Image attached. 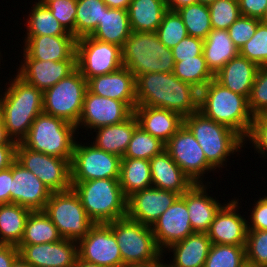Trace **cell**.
Masks as SVG:
<instances>
[{
  "instance_id": "8fae6325",
  "label": "cell",
  "mask_w": 267,
  "mask_h": 267,
  "mask_svg": "<svg viewBox=\"0 0 267 267\" xmlns=\"http://www.w3.org/2000/svg\"><path fill=\"white\" fill-rule=\"evenodd\" d=\"M120 164L121 157L107 153L92 143L85 145L76 141L71 161V182L119 179Z\"/></svg>"
},
{
  "instance_id": "7c38bea8",
  "label": "cell",
  "mask_w": 267,
  "mask_h": 267,
  "mask_svg": "<svg viewBox=\"0 0 267 267\" xmlns=\"http://www.w3.org/2000/svg\"><path fill=\"white\" fill-rule=\"evenodd\" d=\"M16 160L38 177L51 192L72 188L69 160L31 150L21 143L16 145Z\"/></svg>"
},
{
  "instance_id": "f907efd6",
  "label": "cell",
  "mask_w": 267,
  "mask_h": 267,
  "mask_svg": "<svg viewBox=\"0 0 267 267\" xmlns=\"http://www.w3.org/2000/svg\"><path fill=\"white\" fill-rule=\"evenodd\" d=\"M245 143H252L262 157H267V114L255 116L248 136L244 139Z\"/></svg>"
},
{
  "instance_id": "6da1fadb",
  "label": "cell",
  "mask_w": 267,
  "mask_h": 267,
  "mask_svg": "<svg viewBox=\"0 0 267 267\" xmlns=\"http://www.w3.org/2000/svg\"><path fill=\"white\" fill-rule=\"evenodd\" d=\"M137 106H150L186 117L199 110V90L178 79L174 73L151 72L137 75Z\"/></svg>"
},
{
  "instance_id": "e575fe53",
  "label": "cell",
  "mask_w": 267,
  "mask_h": 267,
  "mask_svg": "<svg viewBox=\"0 0 267 267\" xmlns=\"http://www.w3.org/2000/svg\"><path fill=\"white\" fill-rule=\"evenodd\" d=\"M30 212L15 203L0 204V244L20 243Z\"/></svg>"
},
{
  "instance_id": "277c9868",
  "label": "cell",
  "mask_w": 267,
  "mask_h": 267,
  "mask_svg": "<svg viewBox=\"0 0 267 267\" xmlns=\"http://www.w3.org/2000/svg\"><path fill=\"white\" fill-rule=\"evenodd\" d=\"M184 125L194 135L205 153L207 162L215 170L224 168L229 156L240 153L241 148L246 146L240 134L211 120L199 110L184 117Z\"/></svg>"
},
{
  "instance_id": "8992f818",
  "label": "cell",
  "mask_w": 267,
  "mask_h": 267,
  "mask_svg": "<svg viewBox=\"0 0 267 267\" xmlns=\"http://www.w3.org/2000/svg\"><path fill=\"white\" fill-rule=\"evenodd\" d=\"M123 67L137 75L174 71L172 49L160 42L156 32H131L122 48Z\"/></svg>"
},
{
  "instance_id": "603a6c76",
  "label": "cell",
  "mask_w": 267,
  "mask_h": 267,
  "mask_svg": "<svg viewBox=\"0 0 267 267\" xmlns=\"http://www.w3.org/2000/svg\"><path fill=\"white\" fill-rule=\"evenodd\" d=\"M87 90L102 97L123 101L132 111L137 106L135 75L125 67L88 79Z\"/></svg>"
},
{
  "instance_id": "681fc988",
  "label": "cell",
  "mask_w": 267,
  "mask_h": 267,
  "mask_svg": "<svg viewBox=\"0 0 267 267\" xmlns=\"http://www.w3.org/2000/svg\"><path fill=\"white\" fill-rule=\"evenodd\" d=\"M260 23V19L240 15L228 28L229 36L234 42V45L240 49L252 38Z\"/></svg>"
},
{
  "instance_id": "60d3db41",
  "label": "cell",
  "mask_w": 267,
  "mask_h": 267,
  "mask_svg": "<svg viewBox=\"0 0 267 267\" xmlns=\"http://www.w3.org/2000/svg\"><path fill=\"white\" fill-rule=\"evenodd\" d=\"M165 149V143L137 126L122 158L150 160Z\"/></svg>"
},
{
  "instance_id": "4dcf8cb0",
  "label": "cell",
  "mask_w": 267,
  "mask_h": 267,
  "mask_svg": "<svg viewBox=\"0 0 267 267\" xmlns=\"http://www.w3.org/2000/svg\"><path fill=\"white\" fill-rule=\"evenodd\" d=\"M168 11L166 0H132L129 23L132 32H156Z\"/></svg>"
},
{
  "instance_id": "484cf974",
  "label": "cell",
  "mask_w": 267,
  "mask_h": 267,
  "mask_svg": "<svg viewBox=\"0 0 267 267\" xmlns=\"http://www.w3.org/2000/svg\"><path fill=\"white\" fill-rule=\"evenodd\" d=\"M138 126L166 143L183 125L184 117L168 109L136 106L133 110Z\"/></svg>"
},
{
  "instance_id": "52a82bcc",
  "label": "cell",
  "mask_w": 267,
  "mask_h": 267,
  "mask_svg": "<svg viewBox=\"0 0 267 267\" xmlns=\"http://www.w3.org/2000/svg\"><path fill=\"white\" fill-rule=\"evenodd\" d=\"M76 125L53 115L40 113L21 144L31 150L72 161Z\"/></svg>"
},
{
  "instance_id": "f6af8a7d",
  "label": "cell",
  "mask_w": 267,
  "mask_h": 267,
  "mask_svg": "<svg viewBox=\"0 0 267 267\" xmlns=\"http://www.w3.org/2000/svg\"><path fill=\"white\" fill-rule=\"evenodd\" d=\"M246 264L267 267V230H248L245 245Z\"/></svg>"
},
{
  "instance_id": "f546056e",
  "label": "cell",
  "mask_w": 267,
  "mask_h": 267,
  "mask_svg": "<svg viewBox=\"0 0 267 267\" xmlns=\"http://www.w3.org/2000/svg\"><path fill=\"white\" fill-rule=\"evenodd\" d=\"M137 126V118L132 114L122 123L96 128L94 130L96 132L95 141L93 140L91 143L107 153L122 158Z\"/></svg>"
},
{
  "instance_id": "03108f58",
  "label": "cell",
  "mask_w": 267,
  "mask_h": 267,
  "mask_svg": "<svg viewBox=\"0 0 267 267\" xmlns=\"http://www.w3.org/2000/svg\"><path fill=\"white\" fill-rule=\"evenodd\" d=\"M214 1L215 0H198V3L209 5V4L213 3Z\"/></svg>"
},
{
  "instance_id": "5bb4252c",
  "label": "cell",
  "mask_w": 267,
  "mask_h": 267,
  "mask_svg": "<svg viewBox=\"0 0 267 267\" xmlns=\"http://www.w3.org/2000/svg\"><path fill=\"white\" fill-rule=\"evenodd\" d=\"M165 150L194 184L205 182L204 174L215 172L194 135L185 125L165 143Z\"/></svg>"
},
{
  "instance_id": "b9f144b4",
  "label": "cell",
  "mask_w": 267,
  "mask_h": 267,
  "mask_svg": "<svg viewBox=\"0 0 267 267\" xmlns=\"http://www.w3.org/2000/svg\"><path fill=\"white\" fill-rule=\"evenodd\" d=\"M245 264V245L212 244L204 267H243Z\"/></svg>"
},
{
  "instance_id": "30bf717a",
  "label": "cell",
  "mask_w": 267,
  "mask_h": 267,
  "mask_svg": "<svg viewBox=\"0 0 267 267\" xmlns=\"http://www.w3.org/2000/svg\"><path fill=\"white\" fill-rule=\"evenodd\" d=\"M86 91L87 80L76 69L43 92V112L77 125Z\"/></svg>"
},
{
  "instance_id": "d4e9b609",
  "label": "cell",
  "mask_w": 267,
  "mask_h": 267,
  "mask_svg": "<svg viewBox=\"0 0 267 267\" xmlns=\"http://www.w3.org/2000/svg\"><path fill=\"white\" fill-rule=\"evenodd\" d=\"M195 183L180 197L185 201L194 232L207 233L223 205L207 192L209 184Z\"/></svg>"
},
{
  "instance_id": "7dc6e473",
  "label": "cell",
  "mask_w": 267,
  "mask_h": 267,
  "mask_svg": "<svg viewBox=\"0 0 267 267\" xmlns=\"http://www.w3.org/2000/svg\"><path fill=\"white\" fill-rule=\"evenodd\" d=\"M248 107L254 117L267 114V65L259 66L248 97Z\"/></svg>"
},
{
  "instance_id": "7402d4cb",
  "label": "cell",
  "mask_w": 267,
  "mask_h": 267,
  "mask_svg": "<svg viewBox=\"0 0 267 267\" xmlns=\"http://www.w3.org/2000/svg\"><path fill=\"white\" fill-rule=\"evenodd\" d=\"M17 75L28 84L42 92L54 86L58 81L68 77L77 69V60L42 61L22 59Z\"/></svg>"
},
{
  "instance_id": "2644e50d",
  "label": "cell",
  "mask_w": 267,
  "mask_h": 267,
  "mask_svg": "<svg viewBox=\"0 0 267 267\" xmlns=\"http://www.w3.org/2000/svg\"><path fill=\"white\" fill-rule=\"evenodd\" d=\"M243 267H255V266H251V265L245 264Z\"/></svg>"
},
{
  "instance_id": "ab89813d",
  "label": "cell",
  "mask_w": 267,
  "mask_h": 267,
  "mask_svg": "<svg viewBox=\"0 0 267 267\" xmlns=\"http://www.w3.org/2000/svg\"><path fill=\"white\" fill-rule=\"evenodd\" d=\"M189 36L204 40L212 30L208 5L195 3L177 10Z\"/></svg>"
},
{
  "instance_id": "1f68e13d",
  "label": "cell",
  "mask_w": 267,
  "mask_h": 267,
  "mask_svg": "<svg viewBox=\"0 0 267 267\" xmlns=\"http://www.w3.org/2000/svg\"><path fill=\"white\" fill-rule=\"evenodd\" d=\"M238 55L239 49L234 45L228 30L212 29L204 39L203 56L214 75Z\"/></svg>"
},
{
  "instance_id": "d6a6232c",
  "label": "cell",
  "mask_w": 267,
  "mask_h": 267,
  "mask_svg": "<svg viewBox=\"0 0 267 267\" xmlns=\"http://www.w3.org/2000/svg\"><path fill=\"white\" fill-rule=\"evenodd\" d=\"M131 32L128 10L107 7L91 37L122 48Z\"/></svg>"
},
{
  "instance_id": "7a4b0ae2",
  "label": "cell",
  "mask_w": 267,
  "mask_h": 267,
  "mask_svg": "<svg viewBox=\"0 0 267 267\" xmlns=\"http://www.w3.org/2000/svg\"><path fill=\"white\" fill-rule=\"evenodd\" d=\"M9 82L5 92L0 94L1 118L8 136L21 143L33 121L43 112V92L25 82L17 73Z\"/></svg>"
},
{
  "instance_id": "2e32d148",
  "label": "cell",
  "mask_w": 267,
  "mask_h": 267,
  "mask_svg": "<svg viewBox=\"0 0 267 267\" xmlns=\"http://www.w3.org/2000/svg\"><path fill=\"white\" fill-rule=\"evenodd\" d=\"M133 111L120 100L102 97L86 91L82 112L76 125L79 128L95 130L102 126H109L124 122Z\"/></svg>"
},
{
  "instance_id": "d590c367",
  "label": "cell",
  "mask_w": 267,
  "mask_h": 267,
  "mask_svg": "<svg viewBox=\"0 0 267 267\" xmlns=\"http://www.w3.org/2000/svg\"><path fill=\"white\" fill-rule=\"evenodd\" d=\"M57 227L44 211H31L25 224L22 239L18 245H33L60 241Z\"/></svg>"
},
{
  "instance_id": "cb8c5ba5",
  "label": "cell",
  "mask_w": 267,
  "mask_h": 267,
  "mask_svg": "<svg viewBox=\"0 0 267 267\" xmlns=\"http://www.w3.org/2000/svg\"><path fill=\"white\" fill-rule=\"evenodd\" d=\"M74 36L39 35L24 38L23 59L42 61L77 60Z\"/></svg>"
},
{
  "instance_id": "ffe728a7",
  "label": "cell",
  "mask_w": 267,
  "mask_h": 267,
  "mask_svg": "<svg viewBox=\"0 0 267 267\" xmlns=\"http://www.w3.org/2000/svg\"><path fill=\"white\" fill-rule=\"evenodd\" d=\"M11 203L31 211H43L51 190L16 159L12 162Z\"/></svg>"
},
{
  "instance_id": "89a4df30",
  "label": "cell",
  "mask_w": 267,
  "mask_h": 267,
  "mask_svg": "<svg viewBox=\"0 0 267 267\" xmlns=\"http://www.w3.org/2000/svg\"><path fill=\"white\" fill-rule=\"evenodd\" d=\"M164 267H175V266L171 263H166V261H165Z\"/></svg>"
},
{
  "instance_id": "4fadbf2b",
  "label": "cell",
  "mask_w": 267,
  "mask_h": 267,
  "mask_svg": "<svg viewBox=\"0 0 267 267\" xmlns=\"http://www.w3.org/2000/svg\"><path fill=\"white\" fill-rule=\"evenodd\" d=\"M77 69L86 79L115 72L123 67L121 47L91 36L76 41Z\"/></svg>"
},
{
  "instance_id": "94428289",
  "label": "cell",
  "mask_w": 267,
  "mask_h": 267,
  "mask_svg": "<svg viewBox=\"0 0 267 267\" xmlns=\"http://www.w3.org/2000/svg\"><path fill=\"white\" fill-rule=\"evenodd\" d=\"M0 145H17L7 134L2 118L0 119Z\"/></svg>"
},
{
  "instance_id": "9c48e42d",
  "label": "cell",
  "mask_w": 267,
  "mask_h": 267,
  "mask_svg": "<svg viewBox=\"0 0 267 267\" xmlns=\"http://www.w3.org/2000/svg\"><path fill=\"white\" fill-rule=\"evenodd\" d=\"M43 211L57 227L63 239L78 242L88 234L94 224L73 188L52 192Z\"/></svg>"
},
{
  "instance_id": "680465c9",
  "label": "cell",
  "mask_w": 267,
  "mask_h": 267,
  "mask_svg": "<svg viewBox=\"0 0 267 267\" xmlns=\"http://www.w3.org/2000/svg\"><path fill=\"white\" fill-rule=\"evenodd\" d=\"M166 1L168 5V10L171 11H177L182 7L198 3V0H166Z\"/></svg>"
},
{
  "instance_id": "bcb514c9",
  "label": "cell",
  "mask_w": 267,
  "mask_h": 267,
  "mask_svg": "<svg viewBox=\"0 0 267 267\" xmlns=\"http://www.w3.org/2000/svg\"><path fill=\"white\" fill-rule=\"evenodd\" d=\"M239 55L258 66L267 65V25H258L252 38L239 49Z\"/></svg>"
},
{
  "instance_id": "ee69618b",
  "label": "cell",
  "mask_w": 267,
  "mask_h": 267,
  "mask_svg": "<svg viewBox=\"0 0 267 267\" xmlns=\"http://www.w3.org/2000/svg\"><path fill=\"white\" fill-rule=\"evenodd\" d=\"M208 7L212 29L228 30L241 15L238 0H215Z\"/></svg>"
},
{
  "instance_id": "f1b7e54d",
  "label": "cell",
  "mask_w": 267,
  "mask_h": 267,
  "mask_svg": "<svg viewBox=\"0 0 267 267\" xmlns=\"http://www.w3.org/2000/svg\"><path fill=\"white\" fill-rule=\"evenodd\" d=\"M211 245L207 233L194 232L165 252H173L170 263L175 267H204Z\"/></svg>"
},
{
  "instance_id": "6125c7cd",
  "label": "cell",
  "mask_w": 267,
  "mask_h": 267,
  "mask_svg": "<svg viewBox=\"0 0 267 267\" xmlns=\"http://www.w3.org/2000/svg\"><path fill=\"white\" fill-rule=\"evenodd\" d=\"M163 256H164V254H162L159 258H157L155 261L150 262V263H146V264H133V265L125 266V267H164V259H163Z\"/></svg>"
},
{
  "instance_id": "7bdbcfd3",
  "label": "cell",
  "mask_w": 267,
  "mask_h": 267,
  "mask_svg": "<svg viewBox=\"0 0 267 267\" xmlns=\"http://www.w3.org/2000/svg\"><path fill=\"white\" fill-rule=\"evenodd\" d=\"M158 38L168 49H172L188 34L186 26L177 11L168 10L156 30Z\"/></svg>"
},
{
  "instance_id": "be15d7a7",
  "label": "cell",
  "mask_w": 267,
  "mask_h": 267,
  "mask_svg": "<svg viewBox=\"0 0 267 267\" xmlns=\"http://www.w3.org/2000/svg\"><path fill=\"white\" fill-rule=\"evenodd\" d=\"M11 267H32V266L26 263L20 256H18L13 262Z\"/></svg>"
},
{
  "instance_id": "74e56055",
  "label": "cell",
  "mask_w": 267,
  "mask_h": 267,
  "mask_svg": "<svg viewBox=\"0 0 267 267\" xmlns=\"http://www.w3.org/2000/svg\"><path fill=\"white\" fill-rule=\"evenodd\" d=\"M173 73L178 79L193 85L199 91L214 79V74L208 68L203 53L175 62Z\"/></svg>"
},
{
  "instance_id": "c3c4849f",
  "label": "cell",
  "mask_w": 267,
  "mask_h": 267,
  "mask_svg": "<svg viewBox=\"0 0 267 267\" xmlns=\"http://www.w3.org/2000/svg\"><path fill=\"white\" fill-rule=\"evenodd\" d=\"M77 0H54L46 6L64 29L75 37V17Z\"/></svg>"
},
{
  "instance_id": "9f6ffc18",
  "label": "cell",
  "mask_w": 267,
  "mask_h": 267,
  "mask_svg": "<svg viewBox=\"0 0 267 267\" xmlns=\"http://www.w3.org/2000/svg\"><path fill=\"white\" fill-rule=\"evenodd\" d=\"M19 256L17 246L11 244H0V267H11Z\"/></svg>"
},
{
  "instance_id": "91938a15",
  "label": "cell",
  "mask_w": 267,
  "mask_h": 267,
  "mask_svg": "<svg viewBox=\"0 0 267 267\" xmlns=\"http://www.w3.org/2000/svg\"><path fill=\"white\" fill-rule=\"evenodd\" d=\"M107 7L128 10L132 0H103Z\"/></svg>"
},
{
  "instance_id": "ba28073f",
  "label": "cell",
  "mask_w": 267,
  "mask_h": 267,
  "mask_svg": "<svg viewBox=\"0 0 267 267\" xmlns=\"http://www.w3.org/2000/svg\"><path fill=\"white\" fill-rule=\"evenodd\" d=\"M120 249L123 267L155 261L163 253L156 245L151 226L123 217L107 223Z\"/></svg>"
},
{
  "instance_id": "5b68a950",
  "label": "cell",
  "mask_w": 267,
  "mask_h": 267,
  "mask_svg": "<svg viewBox=\"0 0 267 267\" xmlns=\"http://www.w3.org/2000/svg\"><path fill=\"white\" fill-rule=\"evenodd\" d=\"M87 216L94 224L110 223L127 216V198L119 179L71 182Z\"/></svg>"
},
{
  "instance_id": "f5cc1de1",
  "label": "cell",
  "mask_w": 267,
  "mask_h": 267,
  "mask_svg": "<svg viewBox=\"0 0 267 267\" xmlns=\"http://www.w3.org/2000/svg\"><path fill=\"white\" fill-rule=\"evenodd\" d=\"M252 206L248 230H267V196L260 197Z\"/></svg>"
},
{
  "instance_id": "ac0fdd59",
  "label": "cell",
  "mask_w": 267,
  "mask_h": 267,
  "mask_svg": "<svg viewBox=\"0 0 267 267\" xmlns=\"http://www.w3.org/2000/svg\"><path fill=\"white\" fill-rule=\"evenodd\" d=\"M180 196L176 192L156 187L140 190L127 198V217L152 226Z\"/></svg>"
},
{
  "instance_id": "003e7915",
  "label": "cell",
  "mask_w": 267,
  "mask_h": 267,
  "mask_svg": "<svg viewBox=\"0 0 267 267\" xmlns=\"http://www.w3.org/2000/svg\"><path fill=\"white\" fill-rule=\"evenodd\" d=\"M260 21H261V23L267 25V8H266L264 16L261 18Z\"/></svg>"
},
{
  "instance_id": "83f0119b",
  "label": "cell",
  "mask_w": 267,
  "mask_h": 267,
  "mask_svg": "<svg viewBox=\"0 0 267 267\" xmlns=\"http://www.w3.org/2000/svg\"><path fill=\"white\" fill-rule=\"evenodd\" d=\"M259 66L253 61L238 55L227 62L214 79L229 90L245 96L250 95Z\"/></svg>"
},
{
  "instance_id": "db71d44e",
  "label": "cell",
  "mask_w": 267,
  "mask_h": 267,
  "mask_svg": "<svg viewBox=\"0 0 267 267\" xmlns=\"http://www.w3.org/2000/svg\"><path fill=\"white\" fill-rule=\"evenodd\" d=\"M239 11L242 16L260 19L267 8V0H238Z\"/></svg>"
},
{
  "instance_id": "e0dca14e",
  "label": "cell",
  "mask_w": 267,
  "mask_h": 267,
  "mask_svg": "<svg viewBox=\"0 0 267 267\" xmlns=\"http://www.w3.org/2000/svg\"><path fill=\"white\" fill-rule=\"evenodd\" d=\"M19 256L32 267H73L78 259L76 241L61 239L57 242L17 245Z\"/></svg>"
},
{
  "instance_id": "3957f363",
  "label": "cell",
  "mask_w": 267,
  "mask_h": 267,
  "mask_svg": "<svg viewBox=\"0 0 267 267\" xmlns=\"http://www.w3.org/2000/svg\"><path fill=\"white\" fill-rule=\"evenodd\" d=\"M199 111L211 120L230 127L244 139L254 119L248 107V99L215 79L199 91Z\"/></svg>"
},
{
  "instance_id": "836d02e7",
  "label": "cell",
  "mask_w": 267,
  "mask_h": 267,
  "mask_svg": "<svg viewBox=\"0 0 267 267\" xmlns=\"http://www.w3.org/2000/svg\"><path fill=\"white\" fill-rule=\"evenodd\" d=\"M119 184L126 198L152 187L150 161L140 158H121Z\"/></svg>"
},
{
  "instance_id": "11a10c76",
  "label": "cell",
  "mask_w": 267,
  "mask_h": 267,
  "mask_svg": "<svg viewBox=\"0 0 267 267\" xmlns=\"http://www.w3.org/2000/svg\"><path fill=\"white\" fill-rule=\"evenodd\" d=\"M12 164L9 168L0 170V204L11 203L10 189L12 185Z\"/></svg>"
},
{
  "instance_id": "6f0895ef",
  "label": "cell",
  "mask_w": 267,
  "mask_h": 267,
  "mask_svg": "<svg viewBox=\"0 0 267 267\" xmlns=\"http://www.w3.org/2000/svg\"><path fill=\"white\" fill-rule=\"evenodd\" d=\"M16 159V145H0V170L7 169Z\"/></svg>"
},
{
  "instance_id": "e7e4bbea",
  "label": "cell",
  "mask_w": 267,
  "mask_h": 267,
  "mask_svg": "<svg viewBox=\"0 0 267 267\" xmlns=\"http://www.w3.org/2000/svg\"><path fill=\"white\" fill-rule=\"evenodd\" d=\"M73 267H103L77 259Z\"/></svg>"
},
{
  "instance_id": "d6986e66",
  "label": "cell",
  "mask_w": 267,
  "mask_h": 267,
  "mask_svg": "<svg viewBox=\"0 0 267 267\" xmlns=\"http://www.w3.org/2000/svg\"><path fill=\"white\" fill-rule=\"evenodd\" d=\"M155 242L162 253L171 245L194 233L187 205L179 197L151 226Z\"/></svg>"
},
{
  "instance_id": "44dd1931",
  "label": "cell",
  "mask_w": 267,
  "mask_h": 267,
  "mask_svg": "<svg viewBox=\"0 0 267 267\" xmlns=\"http://www.w3.org/2000/svg\"><path fill=\"white\" fill-rule=\"evenodd\" d=\"M224 202L207 232L212 244L246 245L248 220L239 211V199Z\"/></svg>"
},
{
  "instance_id": "f35d334b",
  "label": "cell",
  "mask_w": 267,
  "mask_h": 267,
  "mask_svg": "<svg viewBox=\"0 0 267 267\" xmlns=\"http://www.w3.org/2000/svg\"><path fill=\"white\" fill-rule=\"evenodd\" d=\"M107 5L103 0H77L75 38L91 36L104 15Z\"/></svg>"
},
{
  "instance_id": "816d5d0a",
  "label": "cell",
  "mask_w": 267,
  "mask_h": 267,
  "mask_svg": "<svg viewBox=\"0 0 267 267\" xmlns=\"http://www.w3.org/2000/svg\"><path fill=\"white\" fill-rule=\"evenodd\" d=\"M204 40L187 35L172 48L174 62L193 58L203 53Z\"/></svg>"
},
{
  "instance_id": "a7ac6f4b",
  "label": "cell",
  "mask_w": 267,
  "mask_h": 267,
  "mask_svg": "<svg viewBox=\"0 0 267 267\" xmlns=\"http://www.w3.org/2000/svg\"><path fill=\"white\" fill-rule=\"evenodd\" d=\"M50 1H54V0H38V3L46 6Z\"/></svg>"
},
{
  "instance_id": "4316f807",
  "label": "cell",
  "mask_w": 267,
  "mask_h": 267,
  "mask_svg": "<svg viewBox=\"0 0 267 267\" xmlns=\"http://www.w3.org/2000/svg\"><path fill=\"white\" fill-rule=\"evenodd\" d=\"M149 161L152 187L182 195L194 184L165 149Z\"/></svg>"
},
{
  "instance_id": "9a60e30c",
  "label": "cell",
  "mask_w": 267,
  "mask_h": 267,
  "mask_svg": "<svg viewBox=\"0 0 267 267\" xmlns=\"http://www.w3.org/2000/svg\"><path fill=\"white\" fill-rule=\"evenodd\" d=\"M77 244L79 260L103 267H123L118 243L107 223L93 224Z\"/></svg>"
},
{
  "instance_id": "8d00e7d4",
  "label": "cell",
  "mask_w": 267,
  "mask_h": 267,
  "mask_svg": "<svg viewBox=\"0 0 267 267\" xmlns=\"http://www.w3.org/2000/svg\"><path fill=\"white\" fill-rule=\"evenodd\" d=\"M31 5L32 9L24 24V26L27 25L25 38L39 35L73 36L64 29L47 6L36 1Z\"/></svg>"
}]
</instances>
